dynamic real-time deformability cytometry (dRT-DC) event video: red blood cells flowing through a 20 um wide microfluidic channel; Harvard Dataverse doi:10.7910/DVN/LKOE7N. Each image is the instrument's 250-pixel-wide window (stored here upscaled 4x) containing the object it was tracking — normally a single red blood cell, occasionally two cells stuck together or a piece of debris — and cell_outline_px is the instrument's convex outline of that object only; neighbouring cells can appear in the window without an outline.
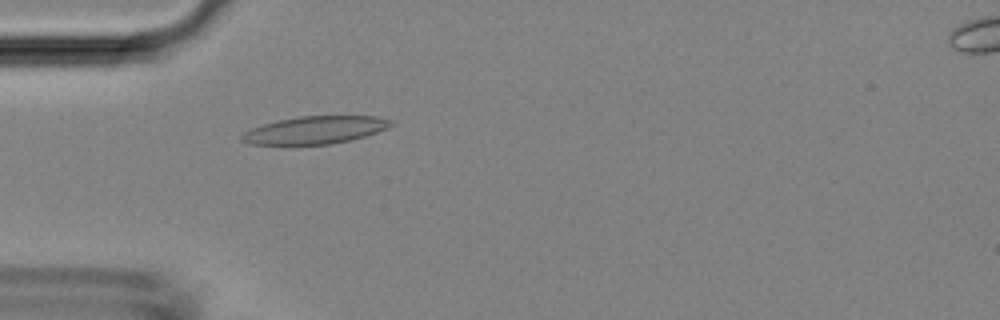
{"species": "Egyptian fruit bat (a non-hibernating species)", "species_latin": "Rousettus aegyptiacus", "temperature_condition": "room temperature", "stored_images_in_passage": 47, "camera_frame_rate_fps": 3000, "um_per_image_px": 0.085, "animal": {"sex": "female"}, "frame": {"image": 1, "passage_image": 14, "time_ms": 4.333, "image_size_px": [1000, 320], "cell_outline_px": [[396, 124], [388, 128], [364, 136], [332, 144], [248, 144], [240, 140], [240, 136], [244, 132], [252, 128], [264, 124], [280, 120], [300, 116], [376, 116], [392, 120]], "centroid_in_image_um": [26.8, 11.05], "position_along_channel_um": 58.2, "area_um2": 23.81}}
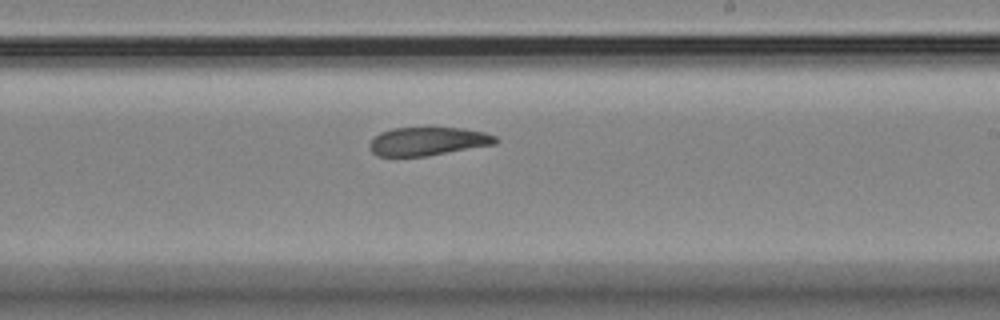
{"frame": {"image": 2, "passage_image": 28, "time_ms": 9.0, "image_size_px": [1000, 320], "cell_outline_px": [[500, 140], [496, 144], [428, 156], [376, 156], [368, 148], [368, 144], [380, 132], [392, 128], [464, 128], [484, 132], [496, 136]], "centroid_in_image_um": [36.38, 12.02], "position_along_channel_um": 252.6, "area_um2": 20.98}}
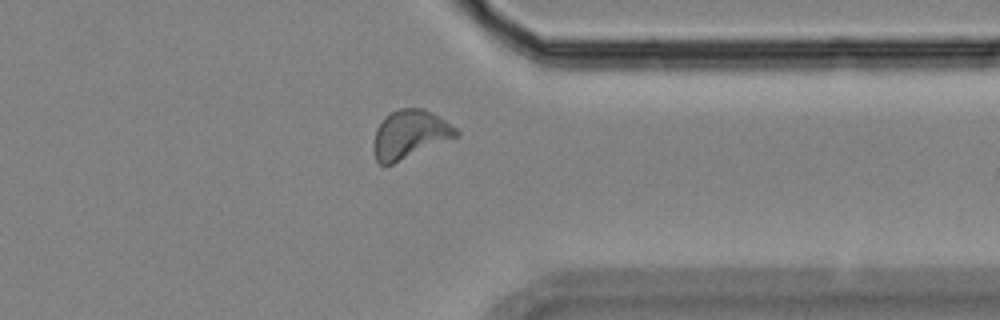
{"frame": {"image": 3, "passage_image": 37, "time_ms": 12.0, "image_size_px": [1000, 320], "cell_outline_px": [[460, 136], [392, 164], [380, 164], [376, 160], [372, 152], [372, 140], [376, 128], [384, 116], [400, 108], [424, 108], [432, 112], [456, 128], [460, 132]], "centroid_in_image_um": [34.81, 11.42], "position_along_channel_um": 376.6, "area_um2": 23.58}}